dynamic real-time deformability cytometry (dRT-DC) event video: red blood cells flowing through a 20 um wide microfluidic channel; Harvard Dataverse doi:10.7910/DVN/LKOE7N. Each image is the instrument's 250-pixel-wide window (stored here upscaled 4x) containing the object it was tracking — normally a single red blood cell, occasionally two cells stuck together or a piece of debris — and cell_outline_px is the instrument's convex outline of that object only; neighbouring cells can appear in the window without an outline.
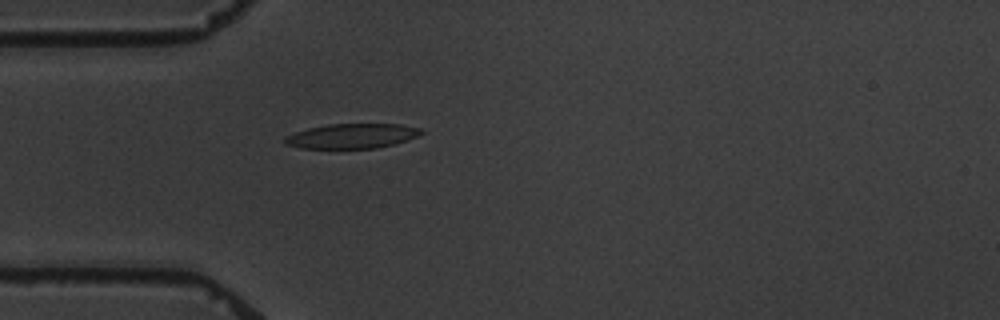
{"species": "common noctule bat (a hibernating species)", "species_latin": "Nyctalus noctula", "temperature_condition": "warm", "stored_images_in_passage": 5, "camera_frame_rate_fps": 3000, "um_per_image_px": 0.085, "animal": {"sex": "male", "body_mass_g": 19.5, "forearm_length_mm": 54.6}, "frame": {"image": 1, "passage_image": 5, "time_ms": 4.667, "image_size_px": [1000, 320], "cell_outline_px": [[424, 132], [408, 140], [396, 144], [376, 148], [300, 148], [284, 144], [284, 136], [308, 128], [328, 124], [400, 124], [420, 128]], "centroid_in_image_um": [29.91, 11.56], "position_along_channel_um": 55.1, "area_um2": 19.71}}